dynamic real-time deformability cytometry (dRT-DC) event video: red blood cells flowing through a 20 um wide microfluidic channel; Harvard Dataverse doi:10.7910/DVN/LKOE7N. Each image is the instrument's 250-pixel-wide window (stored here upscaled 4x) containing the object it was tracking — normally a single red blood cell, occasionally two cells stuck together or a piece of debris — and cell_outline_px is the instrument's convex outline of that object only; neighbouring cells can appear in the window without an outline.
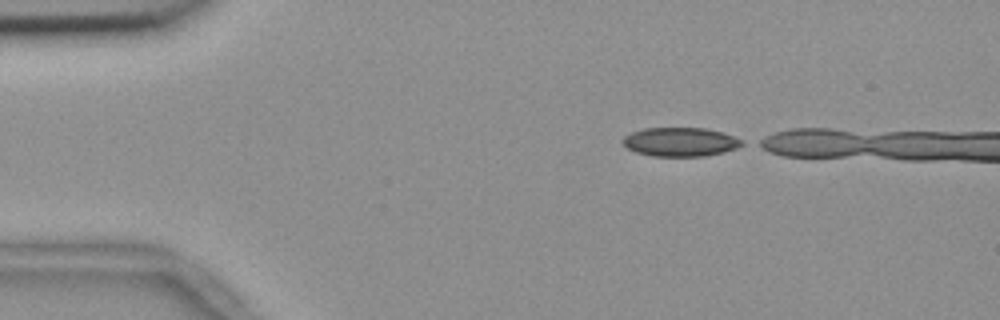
{"species": "common noctule bat (a hibernating species)", "species_latin": "Nyctalus noctula", "temperature_condition": "room temperature", "stored_images_in_passage": 5, "camera_frame_rate_fps": 3000, "um_per_image_px": 0.085, "animal": {"sex": "female", "body_mass_g": 18.4}, "frame": {"image": 1, "passage_image": 1, "time_ms": 0.0, "image_size_px": [1000, 320], "cell_outline_px": [[744, 144], [736, 148], [724, 152], [704, 156], [652, 156], [636, 152], [628, 148], [620, 140], [624, 136], [632, 132], [644, 128], [704, 128], [724, 132], [744, 140]], "centroid_in_image_um": [57.84, 12.06], "position_along_channel_um": 27.2, "area_um2": 20.17}}